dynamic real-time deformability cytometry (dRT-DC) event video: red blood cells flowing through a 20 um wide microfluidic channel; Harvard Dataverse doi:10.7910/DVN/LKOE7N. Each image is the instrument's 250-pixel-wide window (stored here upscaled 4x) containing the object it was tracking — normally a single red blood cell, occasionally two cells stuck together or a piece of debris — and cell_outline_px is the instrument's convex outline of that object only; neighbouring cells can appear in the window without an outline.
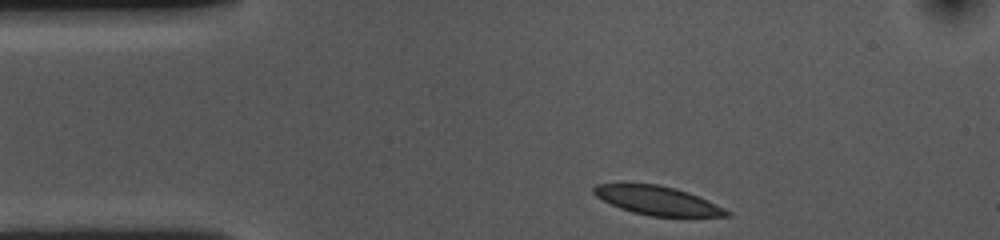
{"species": "common noctule bat (a hibernating species)", "species_latin": "Nyctalus noctula", "temperature_condition": "cold", "stored_images_in_passage": 35, "camera_frame_rate_fps": 3000, "um_per_image_px": 0.085, "animal": {"sex": "female", "body_mass_g": 10.0, "forearm_length_mm": 53.1}, "frame": {"image": 1, "passage_image": 1, "time_ms": 0.0, "image_size_px": [1000, 240], "cell_outline_px": [[732, 216], [652, 216], [632, 212], [620, 208], [596, 196], [592, 192], [592, 188], [596, 184], [656, 184], [676, 188], [688, 192], [724, 208], [732, 212]], "centroid_in_image_um": [55.88, 17.05], "position_along_channel_um": 29.1, "area_um2": 21.96}}
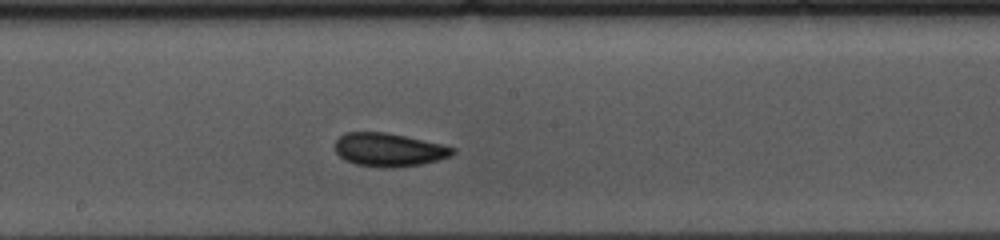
{"frame": {"image": 2, "passage_image": 20, "time_ms": 6.333, "image_size_px": [1000, 240], "cell_outline_px": [[456, 152], [452, 156], [420, 164], [396, 168], [388, 168], [356, 164], [344, 160], [336, 152], [336, 140], [344, 132], [384, 132], [444, 144], [456, 148]], "centroid_in_image_um": [33.08, 12.73], "position_along_channel_um": 215.1, "area_um2": 22.89}}
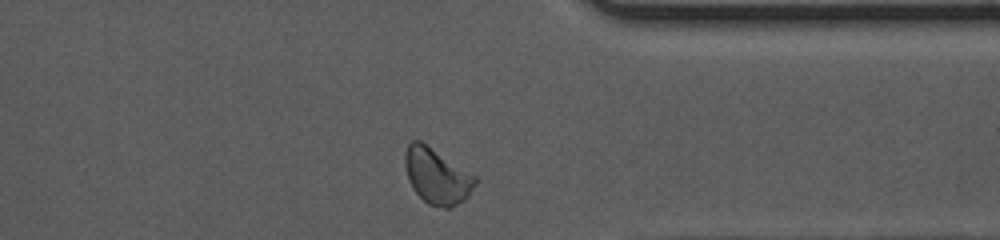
{"frame": {"image": 3, "passage_image": 34, "time_ms": 11.0, "image_size_px": [1000, 240], "cell_outline_px": [[476, 184], [468, 196], [464, 200], [448, 208], [444, 208], [428, 204], [412, 188], [408, 180], [404, 164], [404, 152], [408, 144], [412, 140], [420, 140], [476, 176]], "centroid_in_image_um": [37.11, 14.95], "position_along_channel_um": 374.3, "area_um2": 22.66}, "authors_computed_cell_mechanics": {"area_um2": 22.4842, "velocity_mm_per_s": 3.5668, "shape_relaxation_time_tau1_ms": null, "shape_relaxation_time_tau2_ms": 2.9579, "deformation_change_tau1": null, "deformation_change_tau2": 0.0704}}